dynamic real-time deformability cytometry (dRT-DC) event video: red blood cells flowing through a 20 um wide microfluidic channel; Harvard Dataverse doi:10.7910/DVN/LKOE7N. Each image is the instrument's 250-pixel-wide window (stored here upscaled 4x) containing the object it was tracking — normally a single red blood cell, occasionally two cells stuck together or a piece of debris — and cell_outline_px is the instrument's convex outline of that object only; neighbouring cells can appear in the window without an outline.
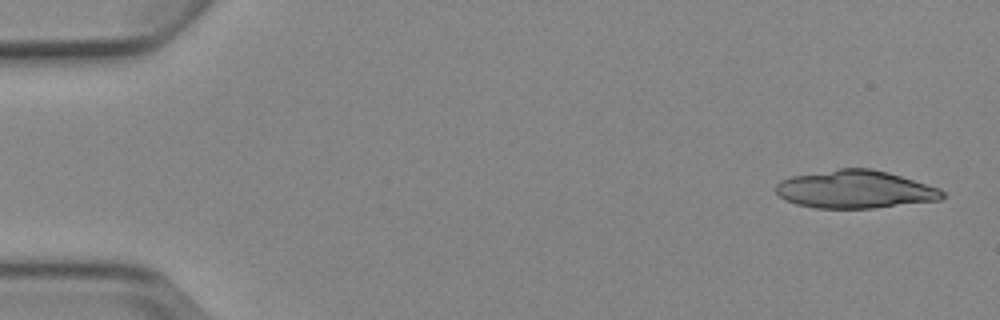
{"species": "Egyptian fruit bat (a non-hibernating species)", "species_latin": "Rousettus aegyptiacus", "temperature_condition": "cold", "stored_images_in_passage": 9, "camera_frame_rate_fps": 3000, "um_per_image_px": 0.085, "animal": {"sex": "female"}, "frame": {"image": 1, "passage_image": 1, "time_ms": 0.0, "image_size_px": [1000, 320], "cell_outline_px": [[944, 196], [940, 200], [872, 208], [816, 208], [796, 204], [784, 200], [776, 192], [776, 184], [780, 180], [792, 176], [840, 168], [868, 168], [888, 172], [940, 188], [944, 192]], "centroid_in_image_um": [72.67, 16.1], "position_along_channel_um": 12.3, "area_um2": 36.7}}
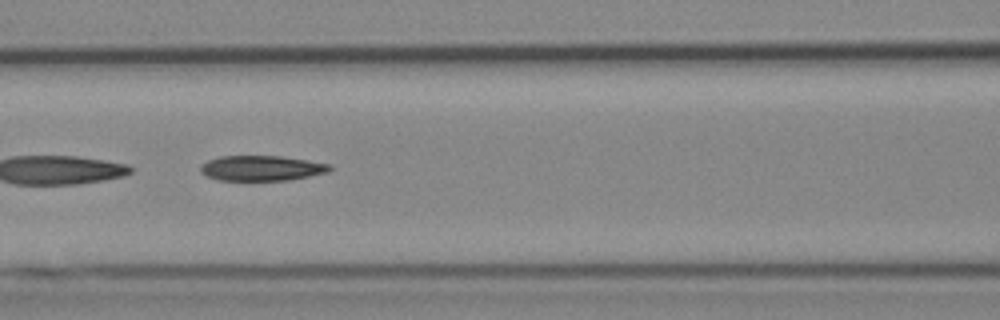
{"frame": {"image": 2, "passage_image": 7, "time_ms": 7.0, "image_size_px": [1000, 320], "cell_outline_px": [[332, 168], [328, 172], [288, 180], [220, 180], [208, 176], [200, 172], [200, 168], [208, 160], [220, 156], [280, 156], [308, 160], [332, 164]], "centroid_in_image_um": [22.27, 14.29], "position_along_channel_um": 144.3, "area_um2": 18.84}}
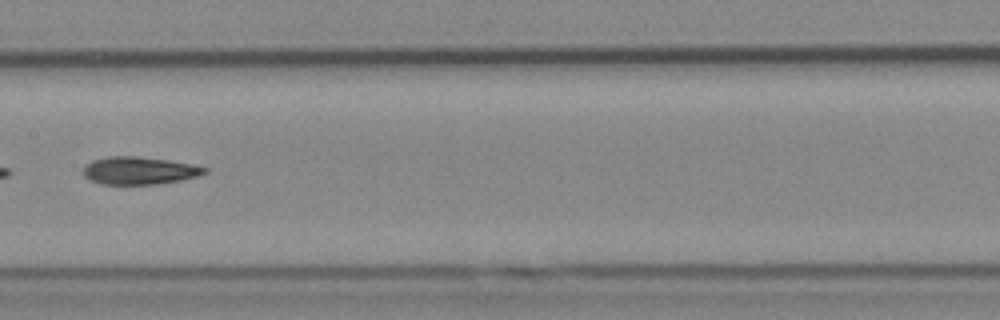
{"frame": {"image": 3, "passage_image": 8, "time_ms": 8.333, "image_size_px": [1000, 320], "cell_outline_px": [[208, 172], [196, 176], [180, 180], [156, 184], [100, 184], [88, 180], [84, 176], [84, 168], [92, 160], [108, 156], [136, 156], [168, 160], [192, 164], [208, 168]], "centroid_in_image_um": [11.82, 14.5], "position_along_channel_um": 195.6, "area_um2": 19.48}}